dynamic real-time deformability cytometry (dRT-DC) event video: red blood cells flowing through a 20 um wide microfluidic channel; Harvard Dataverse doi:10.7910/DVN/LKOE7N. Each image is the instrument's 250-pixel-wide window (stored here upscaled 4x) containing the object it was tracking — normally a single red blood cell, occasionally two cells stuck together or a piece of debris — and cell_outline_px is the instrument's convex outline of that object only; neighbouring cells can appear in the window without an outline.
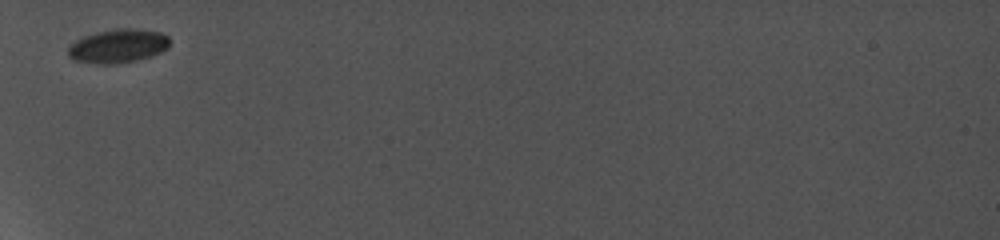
{"species": "common noctule bat (a hibernating species)", "species_latin": "Nyctalus noctula", "temperature_condition": "cold", "stored_images_in_passage": 3, "camera_frame_rate_fps": 5000, "um_per_image_px": 0.085, "animal": {"sex": "female", "body_mass_g": 19.0, "forearm_length_mm": 56.7}, "frame": {"image": 1, "passage_image": 1, "time_ms": 0.0, "image_size_px": [1000, 240], "cell_outline_px": [[168, 48], [160, 52], [136, 60], [112, 64], [96, 64], [72, 60], [68, 56], [68, 48], [76, 40], [84, 36], [96, 32], [120, 28], [136, 28], [160, 32], [168, 36]], "centroid_in_image_um": [10.0, 3.91], "position_along_channel_um": 75.0, "area_um2": 19.88}}
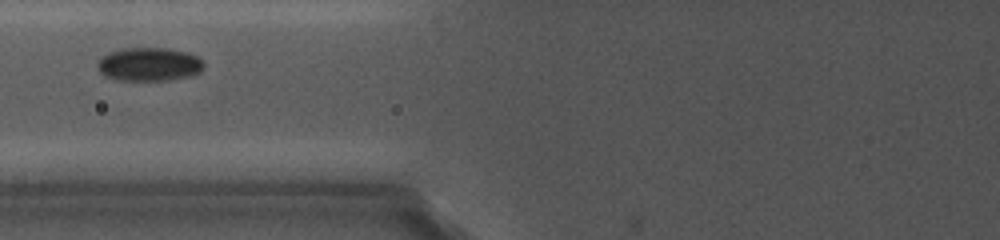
{"frame": {"image": 2, "passage_image": 2, "time_ms": 1.2, "image_size_px": [1000, 240], "cell_outline_px": [[204, 68], [196, 72], [184, 76], [164, 80], [120, 80], [108, 76], [100, 72], [96, 64], [96, 60], [100, 56], [108, 52], [120, 48], [168, 48], [184, 52], [196, 56], [204, 60]], "centroid_in_image_um": [12.6, 5.44], "position_along_channel_um": 113.2, "area_um2": 20.58}}